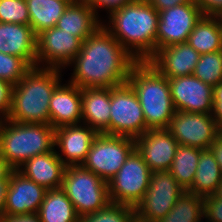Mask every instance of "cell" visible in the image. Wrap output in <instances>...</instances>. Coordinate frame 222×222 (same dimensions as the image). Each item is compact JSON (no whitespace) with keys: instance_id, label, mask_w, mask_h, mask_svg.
<instances>
[{"instance_id":"cell-40","label":"cell","mask_w":222,"mask_h":222,"mask_svg":"<svg viewBox=\"0 0 222 222\" xmlns=\"http://www.w3.org/2000/svg\"><path fill=\"white\" fill-rule=\"evenodd\" d=\"M209 149L214 154V157L222 171V132L216 137Z\"/></svg>"},{"instance_id":"cell-22","label":"cell","mask_w":222,"mask_h":222,"mask_svg":"<svg viewBox=\"0 0 222 222\" xmlns=\"http://www.w3.org/2000/svg\"><path fill=\"white\" fill-rule=\"evenodd\" d=\"M110 110V88L81 89L82 124L109 134Z\"/></svg>"},{"instance_id":"cell-37","label":"cell","mask_w":222,"mask_h":222,"mask_svg":"<svg viewBox=\"0 0 222 222\" xmlns=\"http://www.w3.org/2000/svg\"><path fill=\"white\" fill-rule=\"evenodd\" d=\"M204 16H222V0H194Z\"/></svg>"},{"instance_id":"cell-27","label":"cell","mask_w":222,"mask_h":222,"mask_svg":"<svg viewBox=\"0 0 222 222\" xmlns=\"http://www.w3.org/2000/svg\"><path fill=\"white\" fill-rule=\"evenodd\" d=\"M30 17L29 25L37 35L55 27L70 2L68 0H25Z\"/></svg>"},{"instance_id":"cell-38","label":"cell","mask_w":222,"mask_h":222,"mask_svg":"<svg viewBox=\"0 0 222 222\" xmlns=\"http://www.w3.org/2000/svg\"><path fill=\"white\" fill-rule=\"evenodd\" d=\"M213 117L217 125L222 130V82L213 87Z\"/></svg>"},{"instance_id":"cell-31","label":"cell","mask_w":222,"mask_h":222,"mask_svg":"<svg viewBox=\"0 0 222 222\" xmlns=\"http://www.w3.org/2000/svg\"><path fill=\"white\" fill-rule=\"evenodd\" d=\"M134 207L109 203L105 208L80 217L79 222H134Z\"/></svg>"},{"instance_id":"cell-32","label":"cell","mask_w":222,"mask_h":222,"mask_svg":"<svg viewBox=\"0 0 222 222\" xmlns=\"http://www.w3.org/2000/svg\"><path fill=\"white\" fill-rule=\"evenodd\" d=\"M31 68L24 59L0 52V80L14 86Z\"/></svg>"},{"instance_id":"cell-18","label":"cell","mask_w":222,"mask_h":222,"mask_svg":"<svg viewBox=\"0 0 222 222\" xmlns=\"http://www.w3.org/2000/svg\"><path fill=\"white\" fill-rule=\"evenodd\" d=\"M200 55L187 42L160 48L148 60L168 79L192 75Z\"/></svg>"},{"instance_id":"cell-4","label":"cell","mask_w":222,"mask_h":222,"mask_svg":"<svg viewBox=\"0 0 222 222\" xmlns=\"http://www.w3.org/2000/svg\"><path fill=\"white\" fill-rule=\"evenodd\" d=\"M127 82L139 99L146 128H168L175 113L168 78L148 61H138Z\"/></svg>"},{"instance_id":"cell-21","label":"cell","mask_w":222,"mask_h":222,"mask_svg":"<svg viewBox=\"0 0 222 222\" xmlns=\"http://www.w3.org/2000/svg\"><path fill=\"white\" fill-rule=\"evenodd\" d=\"M65 168L54 148L50 152L32 157L17 170L26 178L50 190L62 187Z\"/></svg>"},{"instance_id":"cell-29","label":"cell","mask_w":222,"mask_h":222,"mask_svg":"<svg viewBox=\"0 0 222 222\" xmlns=\"http://www.w3.org/2000/svg\"><path fill=\"white\" fill-rule=\"evenodd\" d=\"M202 218L204 198L185 190L174 207L157 222H200Z\"/></svg>"},{"instance_id":"cell-34","label":"cell","mask_w":222,"mask_h":222,"mask_svg":"<svg viewBox=\"0 0 222 222\" xmlns=\"http://www.w3.org/2000/svg\"><path fill=\"white\" fill-rule=\"evenodd\" d=\"M204 218L207 222H222V199L214 195L204 197Z\"/></svg>"},{"instance_id":"cell-10","label":"cell","mask_w":222,"mask_h":222,"mask_svg":"<svg viewBox=\"0 0 222 222\" xmlns=\"http://www.w3.org/2000/svg\"><path fill=\"white\" fill-rule=\"evenodd\" d=\"M169 171L152 172L148 189L135 206V221L157 222L164 218L184 193Z\"/></svg>"},{"instance_id":"cell-23","label":"cell","mask_w":222,"mask_h":222,"mask_svg":"<svg viewBox=\"0 0 222 222\" xmlns=\"http://www.w3.org/2000/svg\"><path fill=\"white\" fill-rule=\"evenodd\" d=\"M98 17L88 3L77 0L68 5L56 27L84 41L102 25Z\"/></svg>"},{"instance_id":"cell-17","label":"cell","mask_w":222,"mask_h":222,"mask_svg":"<svg viewBox=\"0 0 222 222\" xmlns=\"http://www.w3.org/2000/svg\"><path fill=\"white\" fill-rule=\"evenodd\" d=\"M83 125V126H82ZM98 132L86 124L64 125L55 128L56 154L66 167L82 165Z\"/></svg>"},{"instance_id":"cell-26","label":"cell","mask_w":222,"mask_h":222,"mask_svg":"<svg viewBox=\"0 0 222 222\" xmlns=\"http://www.w3.org/2000/svg\"><path fill=\"white\" fill-rule=\"evenodd\" d=\"M222 181V171L210 149L201 150L192 185L186 190L195 195H214Z\"/></svg>"},{"instance_id":"cell-5","label":"cell","mask_w":222,"mask_h":222,"mask_svg":"<svg viewBox=\"0 0 222 222\" xmlns=\"http://www.w3.org/2000/svg\"><path fill=\"white\" fill-rule=\"evenodd\" d=\"M55 128L43 123H19L2 119L0 154L15 169L36 155L52 151Z\"/></svg>"},{"instance_id":"cell-43","label":"cell","mask_w":222,"mask_h":222,"mask_svg":"<svg viewBox=\"0 0 222 222\" xmlns=\"http://www.w3.org/2000/svg\"><path fill=\"white\" fill-rule=\"evenodd\" d=\"M10 179H0V217L2 216Z\"/></svg>"},{"instance_id":"cell-25","label":"cell","mask_w":222,"mask_h":222,"mask_svg":"<svg viewBox=\"0 0 222 222\" xmlns=\"http://www.w3.org/2000/svg\"><path fill=\"white\" fill-rule=\"evenodd\" d=\"M37 215L41 222H79L80 219L62 188L46 190Z\"/></svg>"},{"instance_id":"cell-19","label":"cell","mask_w":222,"mask_h":222,"mask_svg":"<svg viewBox=\"0 0 222 222\" xmlns=\"http://www.w3.org/2000/svg\"><path fill=\"white\" fill-rule=\"evenodd\" d=\"M37 35L30 25L0 22V52L24 59L36 66Z\"/></svg>"},{"instance_id":"cell-7","label":"cell","mask_w":222,"mask_h":222,"mask_svg":"<svg viewBox=\"0 0 222 222\" xmlns=\"http://www.w3.org/2000/svg\"><path fill=\"white\" fill-rule=\"evenodd\" d=\"M135 149V139L98 133L82 166L109 182Z\"/></svg>"},{"instance_id":"cell-14","label":"cell","mask_w":222,"mask_h":222,"mask_svg":"<svg viewBox=\"0 0 222 222\" xmlns=\"http://www.w3.org/2000/svg\"><path fill=\"white\" fill-rule=\"evenodd\" d=\"M175 111L213 114V87L193 74L168 79Z\"/></svg>"},{"instance_id":"cell-15","label":"cell","mask_w":222,"mask_h":222,"mask_svg":"<svg viewBox=\"0 0 222 222\" xmlns=\"http://www.w3.org/2000/svg\"><path fill=\"white\" fill-rule=\"evenodd\" d=\"M178 145L167 128L148 129L135 139V149L152 172L169 171Z\"/></svg>"},{"instance_id":"cell-2","label":"cell","mask_w":222,"mask_h":222,"mask_svg":"<svg viewBox=\"0 0 222 222\" xmlns=\"http://www.w3.org/2000/svg\"><path fill=\"white\" fill-rule=\"evenodd\" d=\"M108 18L104 28L137 61H148L156 53L159 12L147 0H134L110 12Z\"/></svg>"},{"instance_id":"cell-42","label":"cell","mask_w":222,"mask_h":222,"mask_svg":"<svg viewBox=\"0 0 222 222\" xmlns=\"http://www.w3.org/2000/svg\"><path fill=\"white\" fill-rule=\"evenodd\" d=\"M14 170L15 169L0 154V179H10V175Z\"/></svg>"},{"instance_id":"cell-33","label":"cell","mask_w":222,"mask_h":222,"mask_svg":"<svg viewBox=\"0 0 222 222\" xmlns=\"http://www.w3.org/2000/svg\"><path fill=\"white\" fill-rule=\"evenodd\" d=\"M0 22L29 25L30 17L25 0H0Z\"/></svg>"},{"instance_id":"cell-16","label":"cell","mask_w":222,"mask_h":222,"mask_svg":"<svg viewBox=\"0 0 222 222\" xmlns=\"http://www.w3.org/2000/svg\"><path fill=\"white\" fill-rule=\"evenodd\" d=\"M45 193L43 186L14 170L10 175L2 216L37 214Z\"/></svg>"},{"instance_id":"cell-24","label":"cell","mask_w":222,"mask_h":222,"mask_svg":"<svg viewBox=\"0 0 222 222\" xmlns=\"http://www.w3.org/2000/svg\"><path fill=\"white\" fill-rule=\"evenodd\" d=\"M187 43L199 54L222 50L221 16H203L188 36Z\"/></svg>"},{"instance_id":"cell-36","label":"cell","mask_w":222,"mask_h":222,"mask_svg":"<svg viewBox=\"0 0 222 222\" xmlns=\"http://www.w3.org/2000/svg\"><path fill=\"white\" fill-rule=\"evenodd\" d=\"M98 15V8H104L108 13L121 8L122 6L133 2L134 0H84Z\"/></svg>"},{"instance_id":"cell-9","label":"cell","mask_w":222,"mask_h":222,"mask_svg":"<svg viewBox=\"0 0 222 222\" xmlns=\"http://www.w3.org/2000/svg\"><path fill=\"white\" fill-rule=\"evenodd\" d=\"M151 173L142 156L134 149L118 173L107 182L110 202L135 208L148 189Z\"/></svg>"},{"instance_id":"cell-11","label":"cell","mask_w":222,"mask_h":222,"mask_svg":"<svg viewBox=\"0 0 222 222\" xmlns=\"http://www.w3.org/2000/svg\"><path fill=\"white\" fill-rule=\"evenodd\" d=\"M180 145L206 150L222 132L213 114L175 111L167 128Z\"/></svg>"},{"instance_id":"cell-8","label":"cell","mask_w":222,"mask_h":222,"mask_svg":"<svg viewBox=\"0 0 222 222\" xmlns=\"http://www.w3.org/2000/svg\"><path fill=\"white\" fill-rule=\"evenodd\" d=\"M109 134L138 138L148 129L139 99L128 82L110 88Z\"/></svg>"},{"instance_id":"cell-30","label":"cell","mask_w":222,"mask_h":222,"mask_svg":"<svg viewBox=\"0 0 222 222\" xmlns=\"http://www.w3.org/2000/svg\"><path fill=\"white\" fill-rule=\"evenodd\" d=\"M193 75L212 87L222 82V50L201 54Z\"/></svg>"},{"instance_id":"cell-44","label":"cell","mask_w":222,"mask_h":222,"mask_svg":"<svg viewBox=\"0 0 222 222\" xmlns=\"http://www.w3.org/2000/svg\"><path fill=\"white\" fill-rule=\"evenodd\" d=\"M214 196L217 197V198L222 199V181H221V183L219 184V186H218V188H217Z\"/></svg>"},{"instance_id":"cell-6","label":"cell","mask_w":222,"mask_h":222,"mask_svg":"<svg viewBox=\"0 0 222 222\" xmlns=\"http://www.w3.org/2000/svg\"><path fill=\"white\" fill-rule=\"evenodd\" d=\"M81 217L110 203L108 183L82 165L65 168L62 187Z\"/></svg>"},{"instance_id":"cell-39","label":"cell","mask_w":222,"mask_h":222,"mask_svg":"<svg viewBox=\"0 0 222 222\" xmlns=\"http://www.w3.org/2000/svg\"><path fill=\"white\" fill-rule=\"evenodd\" d=\"M158 12L164 11L171 7L187 2H194V0H147Z\"/></svg>"},{"instance_id":"cell-12","label":"cell","mask_w":222,"mask_h":222,"mask_svg":"<svg viewBox=\"0 0 222 222\" xmlns=\"http://www.w3.org/2000/svg\"><path fill=\"white\" fill-rule=\"evenodd\" d=\"M204 16L195 2L179 4L159 12L156 51L160 48L185 43L195 25Z\"/></svg>"},{"instance_id":"cell-45","label":"cell","mask_w":222,"mask_h":222,"mask_svg":"<svg viewBox=\"0 0 222 222\" xmlns=\"http://www.w3.org/2000/svg\"><path fill=\"white\" fill-rule=\"evenodd\" d=\"M70 3H73V2H75V1H77V0H68Z\"/></svg>"},{"instance_id":"cell-28","label":"cell","mask_w":222,"mask_h":222,"mask_svg":"<svg viewBox=\"0 0 222 222\" xmlns=\"http://www.w3.org/2000/svg\"><path fill=\"white\" fill-rule=\"evenodd\" d=\"M200 155L201 149L199 148L179 144L176 149L169 172L184 190H187L193 183Z\"/></svg>"},{"instance_id":"cell-41","label":"cell","mask_w":222,"mask_h":222,"mask_svg":"<svg viewBox=\"0 0 222 222\" xmlns=\"http://www.w3.org/2000/svg\"><path fill=\"white\" fill-rule=\"evenodd\" d=\"M2 222H41L37 214L22 216H1Z\"/></svg>"},{"instance_id":"cell-20","label":"cell","mask_w":222,"mask_h":222,"mask_svg":"<svg viewBox=\"0 0 222 222\" xmlns=\"http://www.w3.org/2000/svg\"><path fill=\"white\" fill-rule=\"evenodd\" d=\"M50 125L57 128L64 125L80 124L81 114V88L68 81L61 83L52 93L50 103Z\"/></svg>"},{"instance_id":"cell-35","label":"cell","mask_w":222,"mask_h":222,"mask_svg":"<svg viewBox=\"0 0 222 222\" xmlns=\"http://www.w3.org/2000/svg\"><path fill=\"white\" fill-rule=\"evenodd\" d=\"M12 85L0 80V118L7 119L11 106ZM2 115V116H1Z\"/></svg>"},{"instance_id":"cell-3","label":"cell","mask_w":222,"mask_h":222,"mask_svg":"<svg viewBox=\"0 0 222 222\" xmlns=\"http://www.w3.org/2000/svg\"><path fill=\"white\" fill-rule=\"evenodd\" d=\"M61 69L32 67L11 91L7 119L19 123L50 124L49 103L61 83Z\"/></svg>"},{"instance_id":"cell-13","label":"cell","mask_w":222,"mask_h":222,"mask_svg":"<svg viewBox=\"0 0 222 222\" xmlns=\"http://www.w3.org/2000/svg\"><path fill=\"white\" fill-rule=\"evenodd\" d=\"M36 66L63 69L69 66L81 50L83 41L72 33L55 27L37 34ZM45 62V64H44ZM44 64L42 66V64ZM47 63V64H46Z\"/></svg>"},{"instance_id":"cell-1","label":"cell","mask_w":222,"mask_h":222,"mask_svg":"<svg viewBox=\"0 0 222 222\" xmlns=\"http://www.w3.org/2000/svg\"><path fill=\"white\" fill-rule=\"evenodd\" d=\"M137 62L101 25L83 41L81 50L70 63L74 69L69 82L81 89L122 85L128 81L130 70Z\"/></svg>"}]
</instances>
